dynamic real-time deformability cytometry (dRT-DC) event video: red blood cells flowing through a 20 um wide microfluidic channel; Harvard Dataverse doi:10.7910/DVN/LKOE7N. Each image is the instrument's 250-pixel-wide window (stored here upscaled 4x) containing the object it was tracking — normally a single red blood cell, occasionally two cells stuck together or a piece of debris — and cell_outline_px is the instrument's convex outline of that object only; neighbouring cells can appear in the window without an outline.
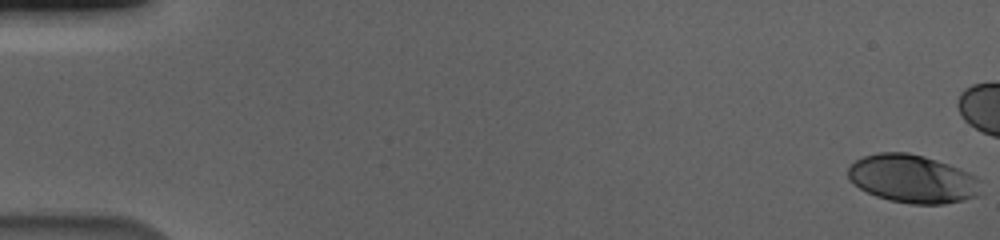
{"species": "human", "species_latin": "Homo sapiens", "temperature_condition": "cold", "stored_images_in_passage": 49, "camera_frame_rate_fps": 3000, "um_per_image_px": 0.085, "donor": {"sex": "male"}, "frame": {"image": 1, "passage_image": 1, "time_ms": 0.0, "image_size_px": [1000, 240], "cell_outline_px": [[980, 180], [976, 196], [964, 200], [944, 204], [912, 204], [888, 200], [876, 196], [860, 188], [848, 180], [848, 168], [856, 160], [864, 156], [880, 152], [908, 152], [924, 156], [960, 168], [976, 176]], "centroid_in_image_um": [77.54, 15.2], "position_along_channel_um": 7.5, "area_um2": 37.17}}
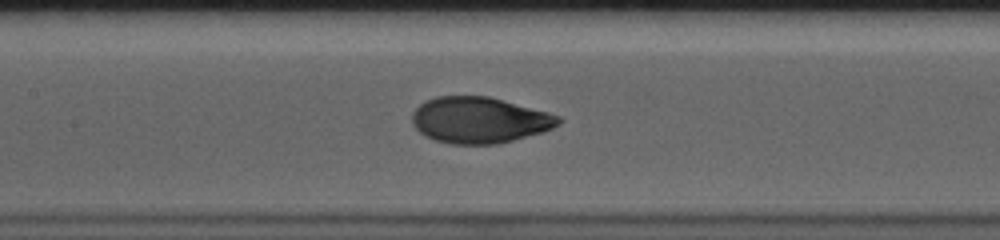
{"frame": {"image": 2, "passage_image": 29, "time_ms": 9.333, "image_size_px": [1000, 240], "cell_outline_px": [[564, 120], [560, 124], [544, 132], [496, 144], [448, 144], [424, 136], [412, 124], [412, 112], [420, 104], [436, 96], [488, 96], [548, 112], [560, 116]], "centroid_in_image_um": [40.76, 10.21], "position_along_channel_um": 166.6, "area_um2": 39.42}}
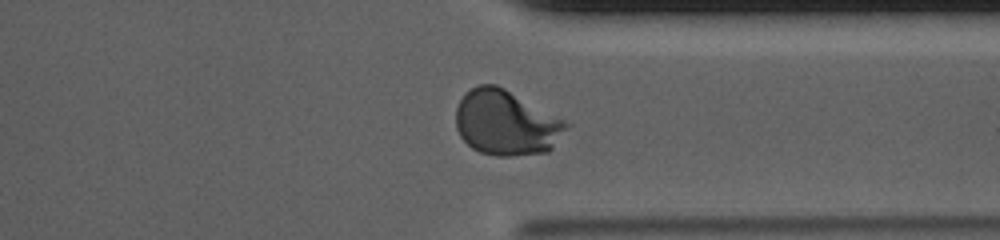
{"frame": {"image": 3, "passage_image": 46, "time_ms": 15.0, "image_size_px": [1000, 240], "cell_outline_px": [[572, 124], [552, 148], [548, 152], [512, 156], [496, 156], [480, 152], [472, 148], [460, 136], [456, 128], [456, 108], [464, 92], [480, 84], [496, 84], [504, 88]], "centroid_in_image_um": [43.02, 10.45], "position_along_channel_um": 368.4, "area_um2": 41.96}}